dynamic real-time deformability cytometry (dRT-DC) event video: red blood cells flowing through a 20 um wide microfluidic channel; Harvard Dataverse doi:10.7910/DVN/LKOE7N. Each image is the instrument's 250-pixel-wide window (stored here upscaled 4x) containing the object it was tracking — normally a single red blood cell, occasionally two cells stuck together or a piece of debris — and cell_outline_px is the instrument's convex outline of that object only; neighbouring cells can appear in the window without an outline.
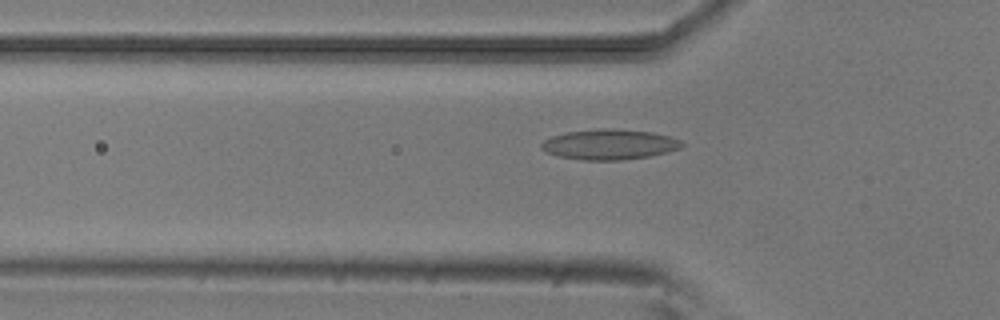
{"species": "common noctule bat (a hibernating species)", "species_latin": "Nyctalus noctula", "temperature_condition": "room temperature", "stored_images_in_passage": 53, "camera_frame_rate_fps": 3000, "um_per_image_px": 0.085, "animal": {"sex": "male", "body_mass_g": 20.5, "forearm_length_mm": 52.5}, "frame": {"image": 1, "passage_image": 17, "time_ms": 5.333, "image_size_px": [1000, 320], "cell_outline_px": [[684, 144], [680, 148], [668, 152], [648, 156], [620, 160], [580, 160], [560, 156], [544, 152], [540, 148], [540, 144], [544, 140], [552, 136], [568, 132], [604, 128], [612, 128], [652, 132], [672, 136], [680, 140]], "centroid_in_image_um": [51.8, 12.27], "position_along_channel_um": 74.0, "area_um2": 24.85}}
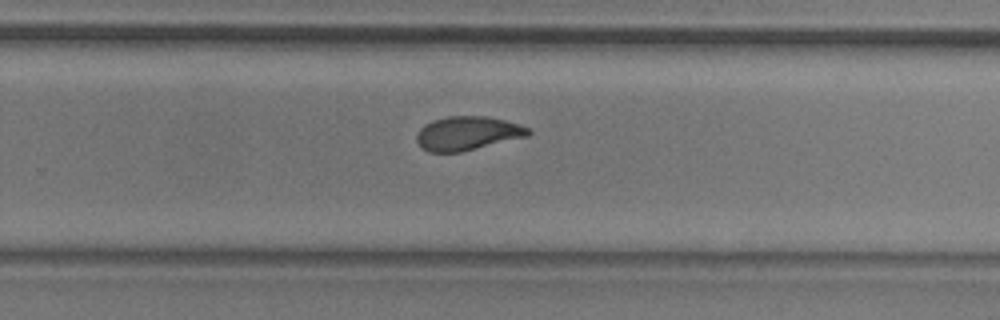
{"frame": {"image": 2, "passage_image": 34, "time_ms": 11.0, "image_size_px": [1000, 320], "cell_outline_px": [[532, 132], [528, 136], [460, 152], [428, 152], [420, 148], [416, 140], [416, 136], [420, 128], [424, 124], [432, 120], [448, 116], [488, 116], [520, 124], [528, 128]], "centroid_in_image_um": [39.71, 11.33], "position_along_channel_um": 290.1, "area_um2": 22.14}}
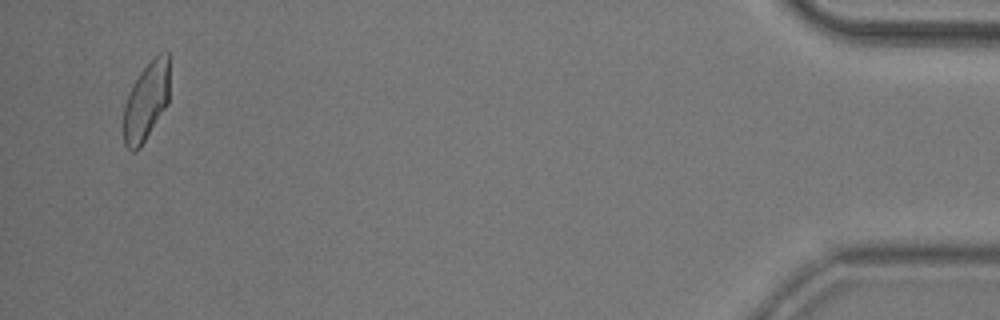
{"frame": {"image": 3, "passage_image": 51, "time_ms": 16.667, "image_size_px": [1000, 320], "cell_outline_px": [[168, 104], [140, 148], [136, 152], [132, 152], [124, 144], [124, 104], [132, 84], [140, 72], [160, 52], [168, 52]], "centroid_in_image_um": [12.41, 8.65], "position_along_channel_um": 422.8, "area_um2": 20.87}, "authors_computed_cell_mechanics": {"area_um2": 22.542, "velocity_mm_per_s": 3.7976, "shape_relaxation_time_tau1_ms": 8.3967, "shape_relaxation_time_tau2_ms": 1.8808, "deformation_change_tau1": 0.1867, "deformation_change_tau2": 0.0771}}